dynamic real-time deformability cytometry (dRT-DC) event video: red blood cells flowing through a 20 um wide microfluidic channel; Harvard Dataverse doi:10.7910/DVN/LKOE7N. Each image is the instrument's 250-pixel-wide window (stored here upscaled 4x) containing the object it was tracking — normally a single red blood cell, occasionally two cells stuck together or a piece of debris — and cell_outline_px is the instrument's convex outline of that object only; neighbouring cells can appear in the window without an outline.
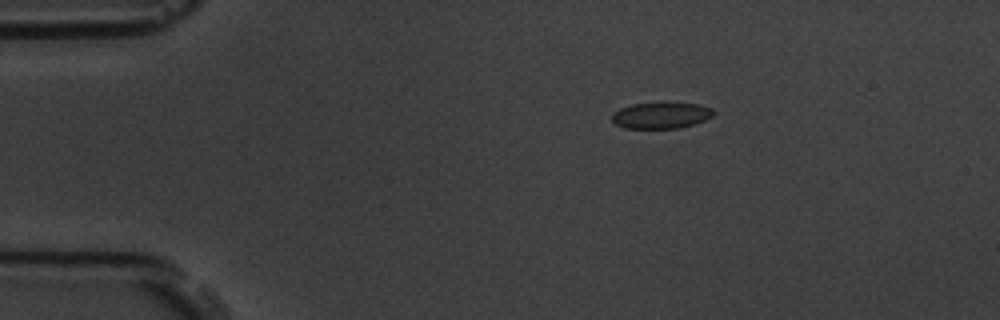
{"species": "common noctule bat (a hibernating species)", "species_latin": "Nyctalus noctula", "temperature_condition": "room temperature", "stored_images_in_passage": 4, "camera_frame_rate_fps": 3000, "um_per_image_px": 0.085, "animal": {"sex": "male", "body_mass_g": 19.5, "forearm_length_mm": 54.6}, "frame": {"image": 1, "passage_image": 2, "time_ms": 2.0, "image_size_px": [1000, 320], "cell_outline_px": [[712, 116], [704, 120], [680, 128], [624, 128], [616, 124], [612, 120], [612, 112], [620, 108], [632, 104], [700, 104], [712, 108]], "centroid_in_image_um": [56.14, 9.82], "position_along_channel_um": 28.9, "area_um2": 15.09}}
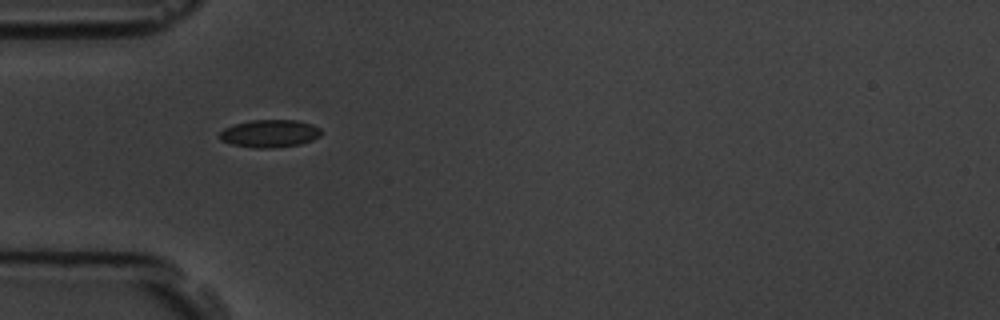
{"frame": {"image": 2, "passage_image": 4, "time_ms": 4.333, "image_size_px": [1000, 320], "cell_outline_px": [[320, 136], [312, 140], [300, 144], [272, 148], [256, 148], [232, 144], [220, 140], [220, 132], [224, 128], [232, 124], [252, 120], [296, 120], [312, 124], [320, 128]], "centroid_in_image_um": [22.91, 11.34], "position_along_channel_um": 62.1, "area_um2": 16.36}}